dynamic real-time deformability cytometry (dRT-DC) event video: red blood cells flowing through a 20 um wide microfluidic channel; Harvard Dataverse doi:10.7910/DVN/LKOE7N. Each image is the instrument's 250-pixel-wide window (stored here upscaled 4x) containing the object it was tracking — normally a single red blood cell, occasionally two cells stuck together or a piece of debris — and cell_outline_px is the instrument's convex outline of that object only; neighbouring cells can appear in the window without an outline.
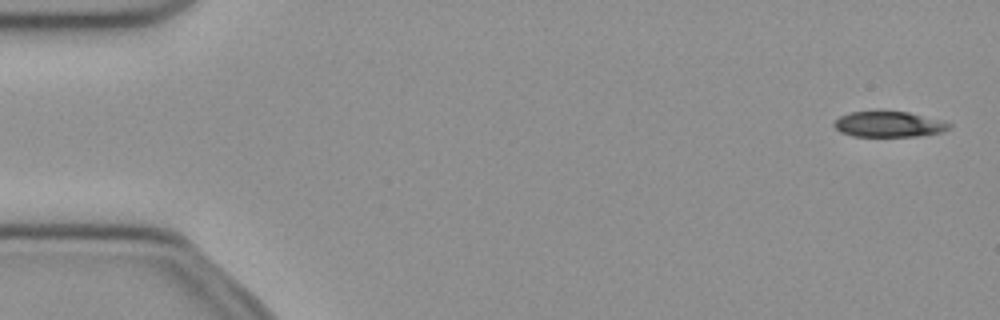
{"species": "common noctule bat (a hibernating species)", "species_latin": "Nyctalus noctula", "temperature_condition": "cold", "stored_images_in_passage": 51, "camera_frame_rate_fps": 3000, "um_per_image_px": 0.085, "animal": {"sex": "female", "body_mass_g": 21.9}, "frame": {"image": 1, "passage_image": 2, "time_ms": 0.333, "image_size_px": [1000, 320], "cell_outline_px": [[952, 128], [940, 132], [916, 136], [852, 136], [840, 132], [832, 124], [840, 116], [848, 112], [876, 108], [908, 112], [952, 124]], "centroid_in_image_um": [75.46, 10.51], "position_along_channel_um": 9.5, "area_um2": 17.69}}
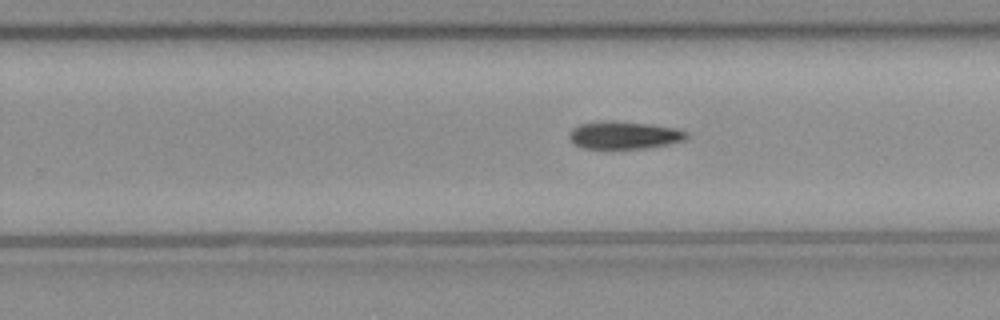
{"frame": {"image": 2, "passage_image": 32, "time_ms": 10.333, "image_size_px": [1000, 320], "cell_outline_px": [[688, 136], [684, 140], [668, 144], [648, 148], [612, 152], [580, 148], [568, 136], [568, 132], [572, 128], [580, 124], [600, 120], [612, 120], [648, 124], [676, 128], [688, 132]], "centroid_in_image_um": [52.98, 11.53], "position_along_channel_um": 276.8, "area_um2": 19.94}}
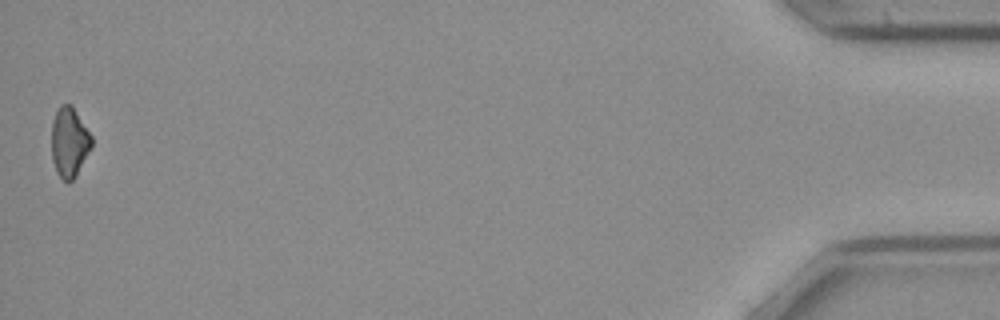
{"frame": {"image": 3, "passage_image": 51, "time_ms": 16.667, "image_size_px": [1000, 320], "cell_outline_px": [[92, 148], [76, 176], [68, 184], [56, 172], [52, 160], [52, 120], [60, 104], [72, 104], [92, 136]], "centroid_in_image_um": [5.9, 12.09], "position_along_channel_um": 429.3, "area_um2": 16.53}, "authors_computed_cell_mechanics": {"area_um2": 19.074, "velocity_mm_per_s": 3.9813, "shape_relaxation_time_tau1_ms": 3.8269, "shape_relaxation_time_tau2_ms": null, "deformation_change_tau1": 0.106, "deformation_change_tau2": null}}